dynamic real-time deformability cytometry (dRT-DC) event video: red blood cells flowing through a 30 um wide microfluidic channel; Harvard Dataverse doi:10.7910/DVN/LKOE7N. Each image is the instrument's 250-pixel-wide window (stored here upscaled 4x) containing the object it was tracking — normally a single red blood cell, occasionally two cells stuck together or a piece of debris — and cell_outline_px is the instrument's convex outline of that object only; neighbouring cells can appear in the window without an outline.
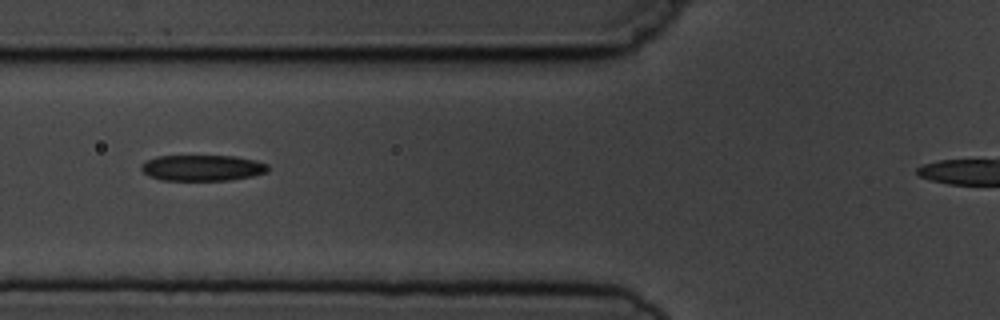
{"species": "common noctule bat (a hibernating species)", "species_latin": "Nyctalus noctula", "temperature_condition": "cold", "stored_images_in_passage": 4, "segment_of_instrument_passage": [1, 2], "camera_frame_rate_fps": 3000, "um_per_image_px": 0.085, "animal": {"sex": "male", "body_mass_g": 19.5, "forearm_length_mm": 54.6}, "frame": {"image": 1, "passage_image": 3, "time_ms": 2.333, "image_size_px": [1000, 320], "cell_outline_px": [[268, 168], [264, 172], [252, 176], [228, 180], [160, 180], [148, 176], [140, 168], [148, 160], [156, 156], [236, 156], [256, 160], [268, 164]], "centroid_in_image_um": [17.19, 14.27], "position_along_channel_um": 108.6, "area_um2": 19.02}}